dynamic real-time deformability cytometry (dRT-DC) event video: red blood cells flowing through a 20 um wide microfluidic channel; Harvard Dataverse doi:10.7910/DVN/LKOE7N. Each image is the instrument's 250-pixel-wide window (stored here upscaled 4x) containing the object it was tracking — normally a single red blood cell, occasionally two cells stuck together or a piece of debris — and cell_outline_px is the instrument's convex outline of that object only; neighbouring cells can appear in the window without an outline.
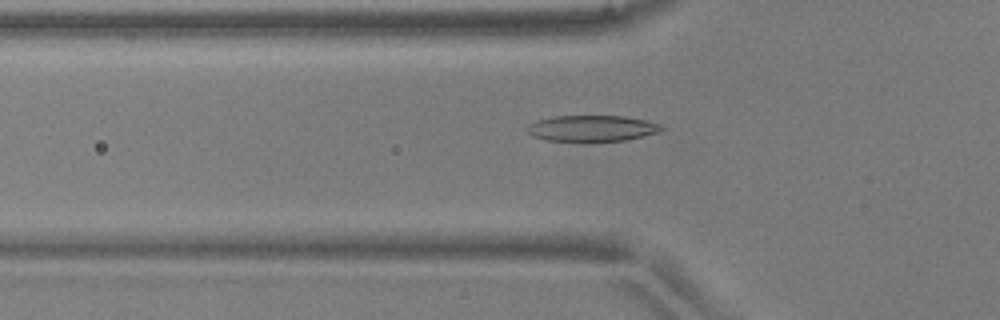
{"species": "common noctule bat (a hibernating species)", "species_latin": "Nyctalus noctula", "temperature_condition": "warm", "stored_images_in_passage": 51, "camera_frame_rate_fps": 3000, "um_per_image_px": 0.085, "animal": {"sex": "male", "body_mass_g": 17.9, "forearm_length_mm": 54.2}, "frame": {"image": 1, "passage_image": 17, "time_ms": 5.333, "image_size_px": [1000, 320], "cell_outline_px": [[664, 128], [660, 132], [624, 140], [592, 144], [584, 144], [548, 140], [532, 136], [528, 132], [528, 124], [536, 120], [552, 116], [624, 116], [644, 120], [660, 124]], "centroid_in_image_um": [50.28, 10.95], "position_along_channel_um": 75.5, "area_um2": 21.21}}
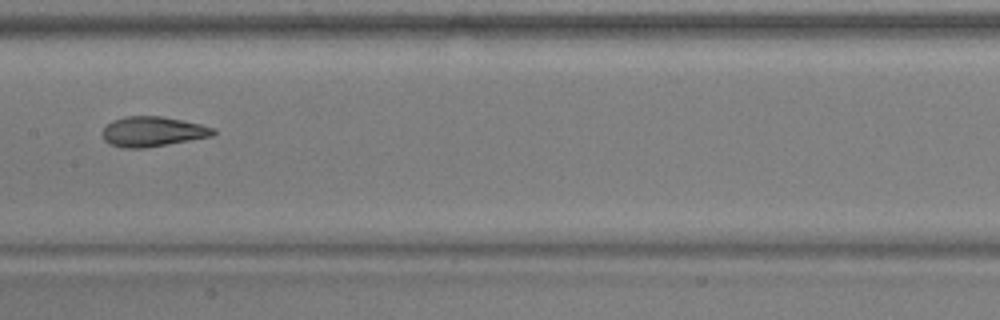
{"frame": {"image": 2, "passage_image": 26, "time_ms": 8.333, "image_size_px": [1000, 320], "cell_outline_px": [[216, 132], [212, 136], [144, 148], [120, 148], [108, 144], [104, 140], [104, 128], [112, 120], [124, 116], [160, 116], [184, 120], [216, 128]], "centroid_in_image_um": [12.97, 11.18], "position_along_channel_um": 194.4, "area_um2": 19.36}}
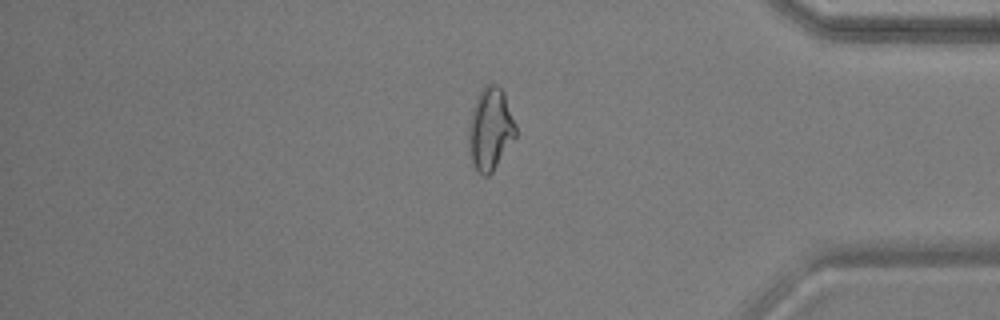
{"frame": {"image": 3, "passage_image": 43, "time_ms": 14.0, "image_size_px": [1000, 320], "cell_outline_px": [[516, 136], [492, 172], [488, 176], [484, 176], [472, 164], [468, 148], [468, 124], [472, 108], [484, 84], [496, 84], [504, 92], [516, 124]], "centroid_in_image_um": [41.66, 10.96], "position_along_channel_um": 393.5, "area_um2": 22.66}, "authors_computed_cell_mechanics": {"area_um2": 20.519, "velocity_mm_per_s": 3.9259, "shape_relaxation_time_tau1_ms": null, "shape_relaxation_time_tau2_ms": 1.3492, "deformation_change_tau1": null, "deformation_change_tau2": 0.0772}}